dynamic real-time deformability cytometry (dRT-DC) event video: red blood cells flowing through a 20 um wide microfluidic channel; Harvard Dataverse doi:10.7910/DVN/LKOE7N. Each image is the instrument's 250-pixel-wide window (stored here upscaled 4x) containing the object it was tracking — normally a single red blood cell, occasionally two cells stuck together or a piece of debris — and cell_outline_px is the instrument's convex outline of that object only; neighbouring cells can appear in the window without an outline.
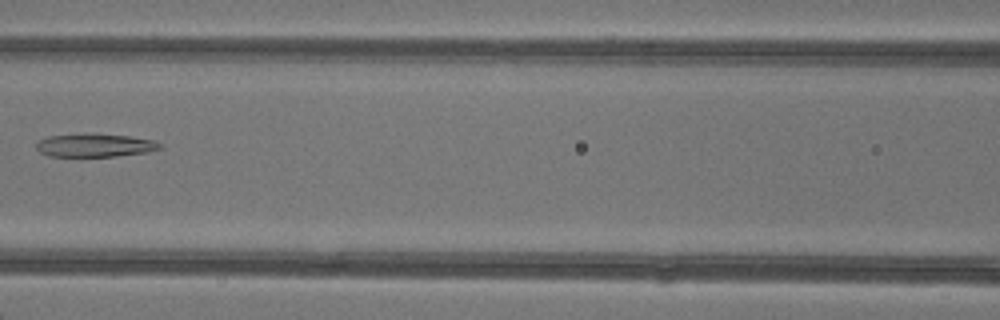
{"species": "common noctule bat (a hibernating species)", "species_latin": "Nyctalus noctula", "temperature_condition": "warm", "stored_images_in_passage": 7, "camera_frame_rate_fps": 3000, "um_per_image_px": 0.085, "animal": {"sex": "female"}, "frame": {"image": 1, "passage_image": 6, "time_ms": 7.0, "image_size_px": [1000, 320], "cell_outline_px": [[160, 148], [148, 152], [116, 156], [48, 156], [40, 152], [36, 148], [36, 140], [48, 136], [84, 132], [132, 136], [152, 140], [160, 144]], "centroid_in_image_um": [8.0, 12.32], "position_along_channel_um": 158.6, "area_um2": 17.05}}
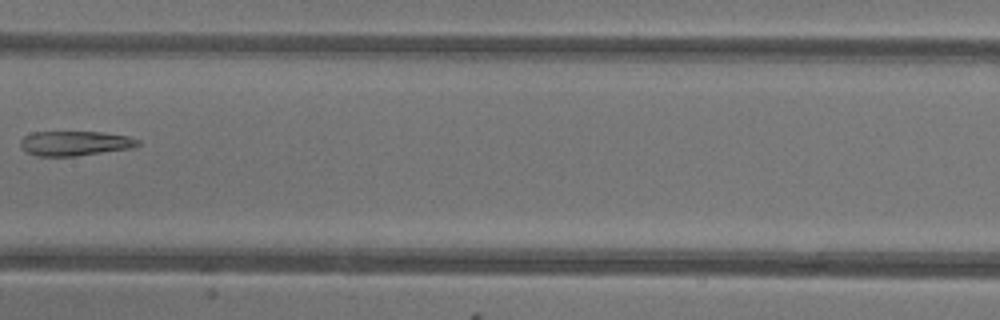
{"frame": {"image": 2, "passage_image": 7, "time_ms": 8.0, "image_size_px": [1000, 320], "cell_outline_px": [[140, 144], [132, 148], [76, 156], [36, 156], [28, 152], [20, 144], [20, 140], [24, 136], [32, 132], [104, 132], [128, 136], [140, 140]], "centroid_in_image_um": [6.39, 12.18], "position_along_channel_um": 201.0, "area_um2": 16.88}}